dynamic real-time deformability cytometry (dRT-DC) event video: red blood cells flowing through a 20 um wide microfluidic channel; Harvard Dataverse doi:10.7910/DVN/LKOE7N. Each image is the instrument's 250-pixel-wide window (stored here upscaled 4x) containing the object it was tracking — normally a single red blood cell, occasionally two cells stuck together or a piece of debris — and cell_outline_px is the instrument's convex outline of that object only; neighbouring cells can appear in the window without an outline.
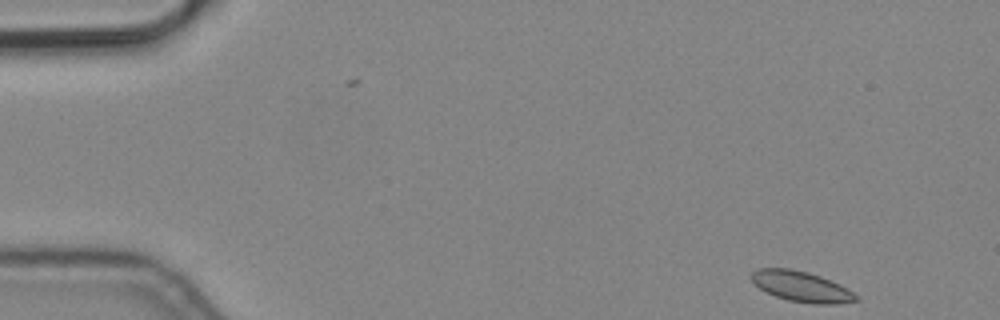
{"species": "common noctule bat (a hibernating species)", "species_latin": "Nyctalus noctula", "temperature_condition": "cold", "stored_images_in_passage": 4, "camera_frame_rate_fps": 3000, "um_per_image_px": 0.085, "animal": {"sex": "male", "body_mass_g": 19.2, "forearm_length_mm": 51.8}, "frame": {"image": 1, "passage_image": 1, "time_ms": 0.0, "image_size_px": [1000, 320], "cell_outline_px": [[860, 300], [840, 304], [812, 304], [788, 300], [776, 296], [760, 288], [748, 276], [756, 268], [792, 268], [808, 272], [820, 276], [840, 284], [848, 288], [860, 296]], "centroid_in_image_um": [68.17, 24.35], "position_along_channel_um": 16.8, "area_um2": 18.84}}